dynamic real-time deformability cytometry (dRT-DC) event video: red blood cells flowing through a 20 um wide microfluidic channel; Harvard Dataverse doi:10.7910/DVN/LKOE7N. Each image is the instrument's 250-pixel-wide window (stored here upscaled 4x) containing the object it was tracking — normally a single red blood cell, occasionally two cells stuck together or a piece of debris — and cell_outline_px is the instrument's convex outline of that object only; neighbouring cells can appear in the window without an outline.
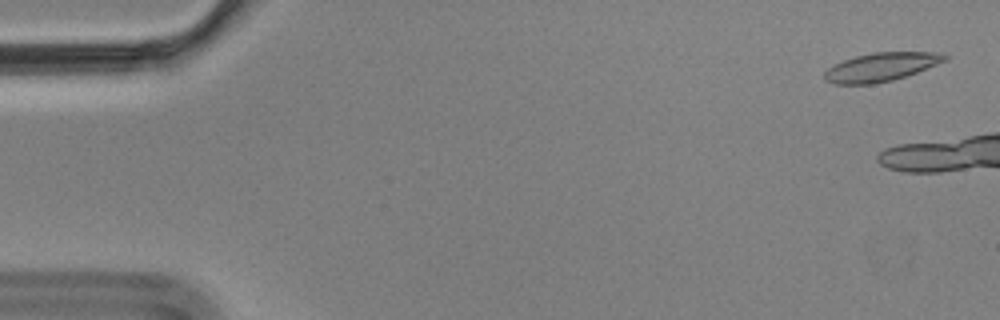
{"species": "Egyptian fruit bat (a non-hibernating species)", "species_latin": "Rousettus aegyptiacus", "temperature_condition": "cold", "stored_images_in_passage": 3, "camera_frame_rate_fps": 3000, "um_per_image_px": 0.085, "animal": {"sex": "male"}, "frame": {"image": 1, "passage_image": 1, "time_ms": 0.0, "image_size_px": [1000, 320], "cell_outline_px": [[948, 60], [916, 72], [892, 80], [872, 84], [832, 84], [824, 80], [824, 72], [828, 68], [844, 60], [856, 56], [872, 52], [940, 52], [948, 56]], "centroid_in_image_um": [74.88, 5.69], "position_along_channel_um": 10.1, "area_um2": 19.94}}